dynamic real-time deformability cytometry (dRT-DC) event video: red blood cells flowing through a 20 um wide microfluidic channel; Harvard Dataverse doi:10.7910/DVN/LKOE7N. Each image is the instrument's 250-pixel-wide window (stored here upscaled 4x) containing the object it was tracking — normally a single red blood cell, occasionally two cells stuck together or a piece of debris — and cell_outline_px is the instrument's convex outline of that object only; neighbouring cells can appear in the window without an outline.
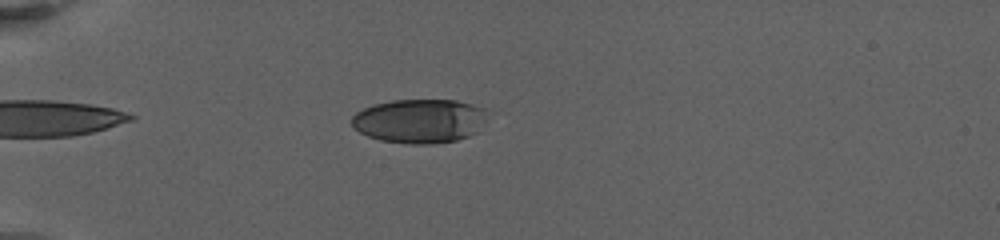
{"species": "human", "species_latin": "Homo sapiens", "temperature_condition": "warm", "stored_images_in_passage": 45, "camera_frame_rate_fps": 3000, "um_per_image_px": 0.085, "donor": {"sex": "female"}, "frame": {"image": 1, "passage_image": 9, "time_ms": 5.333, "image_size_px": [1000, 240], "cell_outline_px": [[496, 112], [480, 132], [456, 140], [428, 144], [412, 144], [380, 140], [368, 136], [360, 132], [352, 124], [352, 116], [356, 112], [372, 104], [392, 100], [456, 100], [472, 104]], "centroid_in_image_um": [35.81, 10.27], "position_along_channel_um": 49.2, "area_um2": 35.72}}
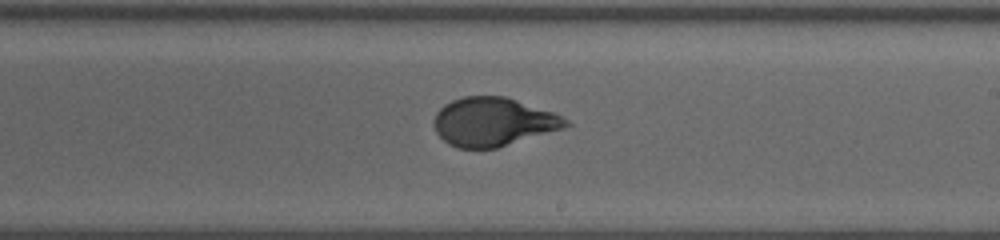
{"frame": {"image": 2, "passage_image": 26, "time_ms": 12.667, "image_size_px": [1000, 240], "cell_outline_px": [[572, 124], [564, 128], [496, 148], [456, 148], [448, 144], [436, 132], [432, 124], [432, 120], [436, 112], [444, 104], [452, 100], [464, 96], [504, 96], [552, 112], [568, 120]], "centroid_in_image_um": [41.87, 10.36], "position_along_channel_um": 247.1, "area_um2": 37.22}}
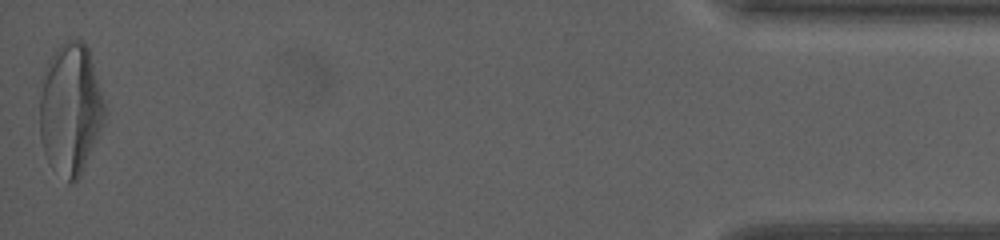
{"frame": {"image": 3, "passage_image": 45, "time_ms": 21.0, "image_size_px": [1000, 240], "cell_outline_px": [[104, 124], [80, 176], [72, 184], [68, 184], [48, 160], [44, 152], [40, 140], [36, 88], [44, 68], [48, 60], [56, 48], [60, 44], [68, 40], [80, 40], [88, 48], [104, 104]], "centroid_in_image_um": [5.91, 9.26], "position_along_channel_um": 429.3, "area_um2": 50.58}, "authors_computed_cell_mechanics": {"area_um2": 37.5122, "velocity_mm_per_s": 3.1289, "shape_relaxation_time_tau1_ms": 7.6304, "shape_relaxation_time_tau2_ms": null, "deformation_change_tau1": 0.238, "deformation_change_tau2": null}}